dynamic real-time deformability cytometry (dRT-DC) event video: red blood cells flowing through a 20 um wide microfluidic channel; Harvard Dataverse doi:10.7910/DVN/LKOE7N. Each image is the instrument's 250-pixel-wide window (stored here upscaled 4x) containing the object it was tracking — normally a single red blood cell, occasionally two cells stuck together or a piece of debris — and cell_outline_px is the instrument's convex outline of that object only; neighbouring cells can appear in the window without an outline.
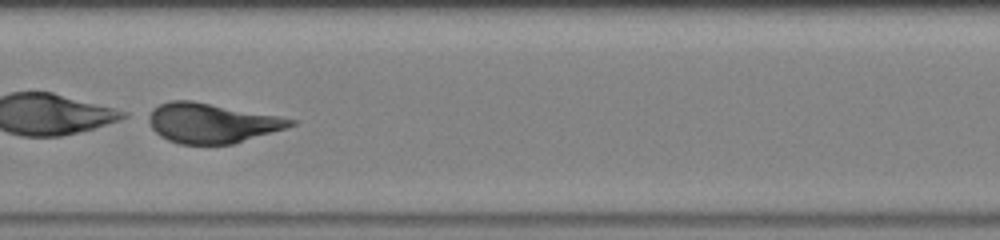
{"species": "human", "species_latin": "Homo sapiens", "temperature_condition": "warm", "stored_images_in_passage": 31, "camera_frame_rate_fps": 3000, "um_per_image_px": 0.085, "donor": {"sex": "male"}, "frame": {"image": 1, "passage_image": 10, "time_ms": 3.0, "image_size_px": [1000, 240], "cell_outline_px": [[296, 124], [288, 128], [232, 144], [180, 144], [168, 140], [160, 136], [152, 128], [144, 116], [152, 108], [168, 100], [192, 100], [276, 116], [296, 120]], "centroid_in_image_um": [17.93, 10.45], "position_along_channel_um": 189.5, "area_um2": 32.95}}